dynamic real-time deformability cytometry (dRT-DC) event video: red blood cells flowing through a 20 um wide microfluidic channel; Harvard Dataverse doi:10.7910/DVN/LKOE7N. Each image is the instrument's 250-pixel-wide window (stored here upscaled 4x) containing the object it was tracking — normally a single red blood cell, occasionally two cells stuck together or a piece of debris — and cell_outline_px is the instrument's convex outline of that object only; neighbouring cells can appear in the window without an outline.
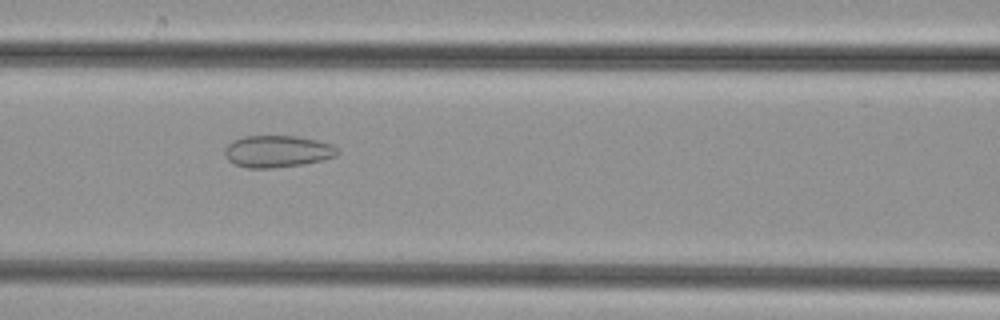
{"species": "common noctule bat (a hibernating species)", "species_latin": "Nyctalus noctula", "temperature_condition": "cold", "stored_images_in_passage": 43, "camera_frame_rate_fps": 3000, "um_per_image_px": 0.085, "animal": {"sex": "female", "body_mass_g": 29.2, "forearm_length_mm": 56.3}, "frame": {"image": 1, "passage_image": 14, "time_ms": 4.333, "image_size_px": [1000, 320], "cell_outline_px": [[340, 152], [336, 156], [304, 164], [272, 168], [248, 168], [232, 164], [228, 160], [224, 152], [224, 148], [232, 140], [244, 136], [296, 136], [316, 140], [332, 144]], "centroid_in_image_um": [23.54, 12.87], "position_along_channel_um": 143.1, "area_um2": 21.04}}
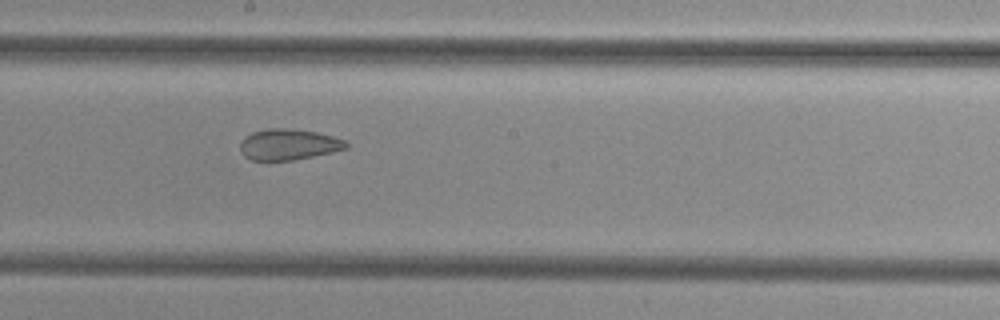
{"frame": {"image": 2, "passage_image": 20, "time_ms": 6.333, "image_size_px": [1000, 320], "cell_outline_px": [[348, 148], [332, 152], [292, 160], [252, 160], [244, 156], [240, 152], [240, 140], [244, 136], [252, 132], [268, 128], [292, 128], [316, 132], [332, 136], [344, 140], [348, 144]], "centroid_in_image_um": [24.49, 12.27], "position_along_channel_um": 223.7, "area_um2": 19.19}}
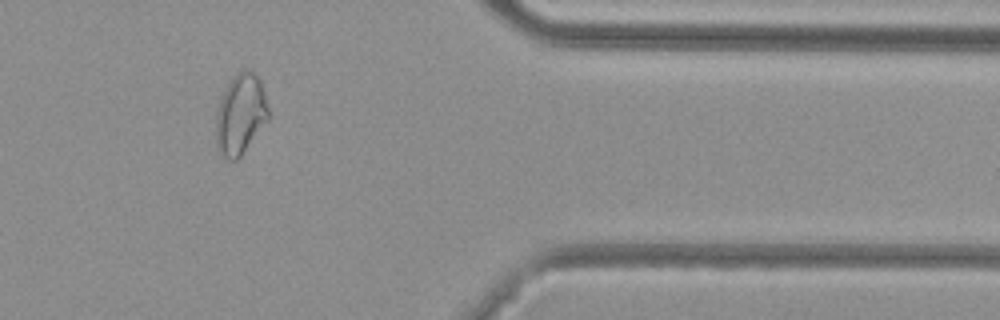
{"frame": {"image": 3, "passage_image": 34, "time_ms": 11.0, "image_size_px": [1000, 320], "cell_outline_px": [[272, 116], [240, 156], [236, 160], [228, 160], [220, 152], [216, 144], [216, 116], [220, 100], [224, 88], [232, 76], [236, 72], [244, 68], [248, 68], [260, 80]], "centroid_in_image_um": [20.46, 9.68], "position_along_channel_um": 390.9, "area_um2": 24.91}}